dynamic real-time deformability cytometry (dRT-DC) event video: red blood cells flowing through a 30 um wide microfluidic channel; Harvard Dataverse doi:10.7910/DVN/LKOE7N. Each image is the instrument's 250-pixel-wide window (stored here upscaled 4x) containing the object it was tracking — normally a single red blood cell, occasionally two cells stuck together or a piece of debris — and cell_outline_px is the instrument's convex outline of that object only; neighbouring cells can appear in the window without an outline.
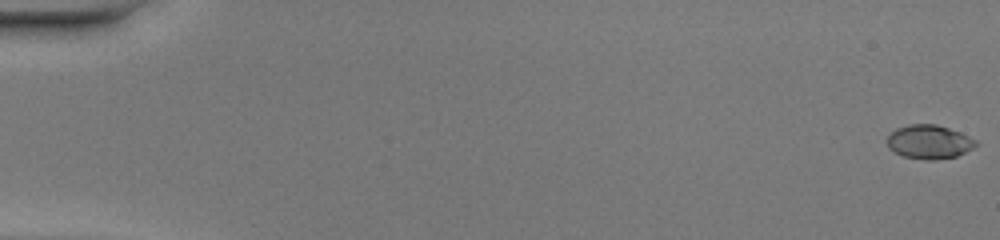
{"species": "common noctule bat (a hibernating species)", "species_latin": "Nyctalus noctula", "temperature_condition": "warm", "stored_images_in_passage": 51, "camera_frame_rate_fps": 3000, "um_per_image_px": 0.085, "animal": {"sex": "female", "body_mass_g": 20.0, "forearm_length_mm": 54.0}, "frame": {"image": 1, "passage_image": 1, "time_ms": 0.0, "image_size_px": [1000, 240], "cell_outline_px": [[976, 144], [972, 148], [956, 156], [936, 160], [924, 160], [904, 156], [888, 148], [888, 136], [896, 128], [908, 124], [936, 124], [960, 132], [976, 140]], "centroid_in_image_um": [78.96, 12.05], "position_along_channel_um": 6.0, "area_um2": 17.34}}
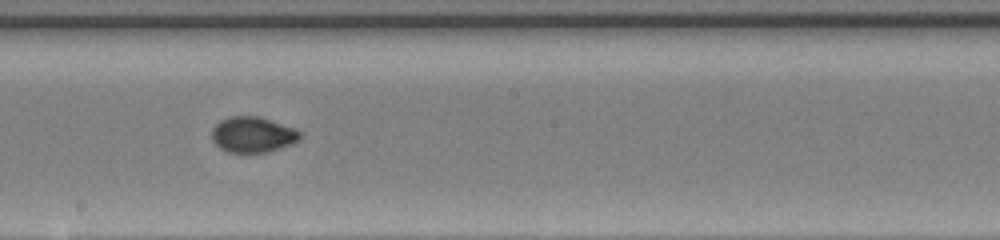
{"frame": {"image": 2, "passage_image": 30, "time_ms": 9.667, "image_size_px": [1000, 240], "cell_outline_px": [[304, 136], [300, 140], [292, 144], [268, 152], [228, 152], [220, 148], [212, 140], [212, 128], [220, 120], [228, 116], [260, 116], [296, 128]], "centroid_in_image_um": [21.52, 11.43], "position_along_channel_um": 226.7, "area_um2": 18.61}}
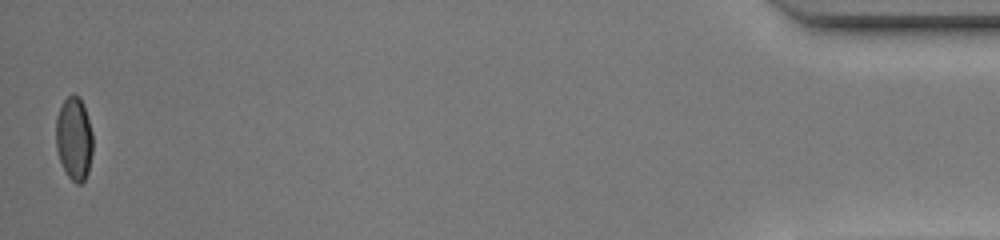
{"frame": {"image": 3, "passage_image": 51, "time_ms": 16.667, "image_size_px": [1000, 240], "cell_outline_px": [[92, 152], [88, 172], [84, 180], [80, 184], [76, 184], [68, 176], [60, 160], [56, 148], [56, 116], [64, 100], [72, 92], [80, 96], [84, 104], [92, 132]], "centroid_in_image_um": [6.3, 11.74], "position_along_channel_um": 428.9, "area_um2": 17.98}, "authors_computed_cell_mechanics": {"area_um2": 17.8024, "velocity_mm_per_s": 4.1461, "shape_relaxation_time_tau1_ms": 4.3178, "shape_relaxation_time_tau2_ms": null, "deformation_change_tau1": 0.1959, "deformation_change_tau2": null}}